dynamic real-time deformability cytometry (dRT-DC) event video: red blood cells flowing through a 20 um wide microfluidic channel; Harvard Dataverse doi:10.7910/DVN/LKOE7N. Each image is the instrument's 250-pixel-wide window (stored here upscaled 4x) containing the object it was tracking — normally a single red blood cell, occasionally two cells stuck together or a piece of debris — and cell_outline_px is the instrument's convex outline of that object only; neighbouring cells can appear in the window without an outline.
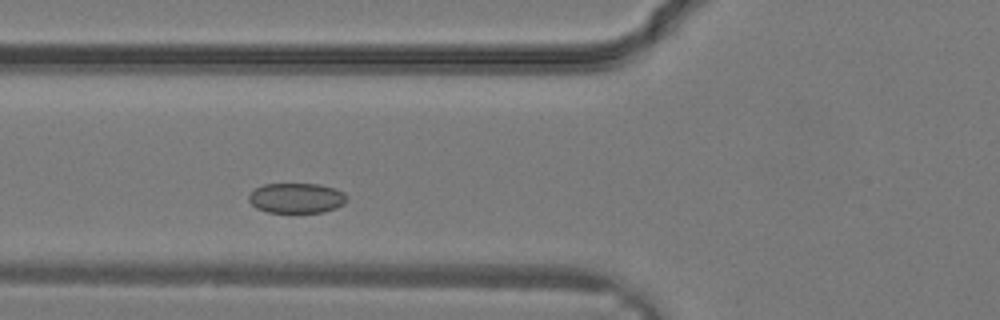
{"species": "common noctule bat (a hibernating species)", "species_latin": "Nyctalus noctula", "temperature_condition": "warm", "stored_images_in_passage": 29, "camera_frame_rate_fps": 3000, "um_per_image_px": 0.085, "animal": {"sex": "male", "body_mass_g": 19.2, "forearm_length_mm": 51.8}, "frame": {"image": 1, "passage_image": 7, "time_ms": 2.0, "image_size_px": [1000, 320], "cell_outline_px": [[348, 200], [344, 204], [336, 208], [324, 212], [268, 212], [256, 208], [248, 200], [248, 196], [256, 188], [264, 184], [320, 184], [344, 192], [348, 196]], "centroid_in_image_um": [25.23, 16.84], "position_along_channel_um": 100.6, "area_um2": 17.22}}
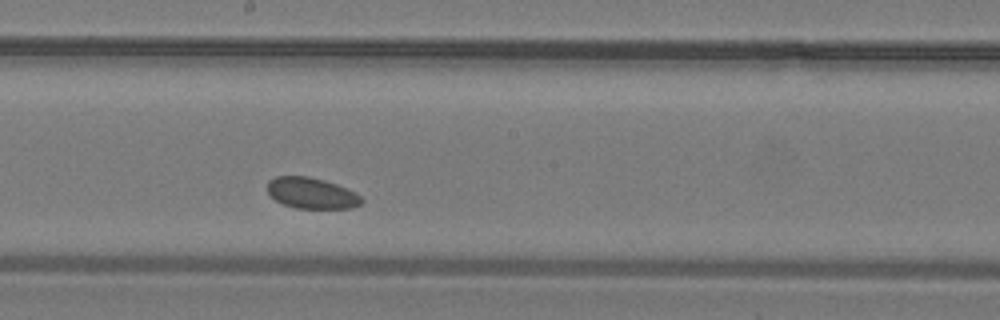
{"frame": {"image": 2, "passage_image": 13, "time_ms": 4.0, "image_size_px": [1000, 320], "cell_outline_px": [[364, 200], [360, 204], [352, 208], [296, 208], [284, 204], [276, 200], [268, 192], [268, 180], [276, 176], [308, 176], [324, 180], [336, 184], [356, 192]], "centroid_in_image_um": [26.5, 16.41], "position_along_channel_um": 221.7, "area_um2": 16.94}}
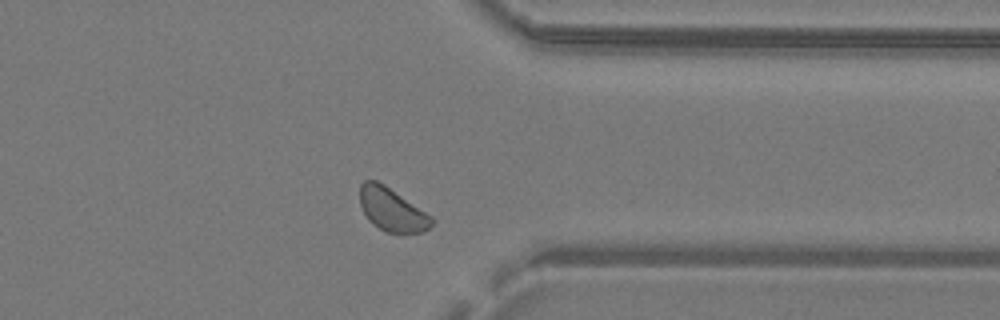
{"frame": {"image": 3, "passage_image": 21, "time_ms": 6.667, "image_size_px": [1000, 320], "cell_outline_px": [[436, 220], [424, 232], [388, 232], [372, 224], [368, 220], [360, 204], [360, 184], [364, 180], [376, 180], [384, 184], [432, 216]], "centroid_in_image_um": [33.31, 17.8], "position_along_channel_um": 378.1, "area_um2": 17.92}}